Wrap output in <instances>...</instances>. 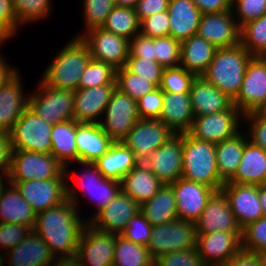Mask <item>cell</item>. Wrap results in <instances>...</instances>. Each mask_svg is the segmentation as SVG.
<instances>
[{
	"label": "cell",
	"instance_id": "9c48e42d",
	"mask_svg": "<svg viewBox=\"0 0 266 266\" xmlns=\"http://www.w3.org/2000/svg\"><path fill=\"white\" fill-rule=\"evenodd\" d=\"M197 234L194 222L176 219L174 221L152 226L147 249L154 260L177 250L196 246Z\"/></svg>",
	"mask_w": 266,
	"mask_h": 266
},
{
	"label": "cell",
	"instance_id": "5b68a950",
	"mask_svg": "<svg viewBox=\"0 0 266 266\" xmlns=\"http://www.w3.org/2000/svg\"><path fill=\"white\" fill-rule=\"evenodd\" d=\"M182 178L205 184L220 191L225 184L219 177L216 164V144L195 139L183 133Z\"/></svg>",
	"mask_w": 266,
	"mask_h": 266
},
{
	"label": "cell",
	"instance_id": "11a10c76",
	"mask_svg": "<svg viewBox=\"0 0 266 266\" xmlns=\"http://www.w3.org/2000/svg\"><path fill=\"white\" fill-rule=\"evenodd\" d=\"M31 231L26 225L0 223V256L18 245Z\"/></svg>",
	"mask_w": 266,
	"mask_h": 266
},
{
	"label": "cell",
	"instance_id": "ffe728a7",
	"mask_svg": "<svg viewBox=\"0 0 266 266\" xmlns=\"http://www.w3.org/2000/svg\"><path fill=\"white\" fill-rule=\"evenodd\" d=\"M140 211V204L122 190L88 224L96 230L120 235L127 222Z\"/></svg>",
	"mask_w": 266,
	"mask_h": 266
},
{
	"label": "cell",
	"instance_id": "6f0895ef",
	"mask_svg": "<svg viewBox=\"0 0 266 266\" xmlns=\"http://www.w3.org/2000/svg\"><path fill=\"white\" fill-rule=\"evenodd\" d=\"M163 108V91L158 87L137 100L140 119H159Z\"/></svg>",
	"mask_w": 266,
	"mask_h": 266
},
{
	"label": "cell",
	"instance_id": "d590c367",
	"mask_svg": "<svg viewBox=\"0 0 266 266\" xmlns=\"http://www.w3.org/2000/svg\"><path fill=\"white\" fill-rule=\"evenodd\" d=\"M249 140L245 130L216 144V164L220 179L226 183L235 174L246 142Z\"/></svg>",
	"mask_w": 266,
	"mask_h": 266
},
{
	"label": "cell",
	"instance_id": "44dd1931",
	"mask_svg": "<svg viewBox=\"0 0 266 266\" xmlns=\"http://www.w3.org/2000/svg\"><path fill=\"white\" fill-rule=\"evenodd\" d=\"M221 191L226 195L229 207L241 229L264 217L259 200L258 185L225 183Z\"/></svg>",
	"mask_w": 266,
	"mask_h": 266
},
{
	"label": "cell",
	"instance_id": "ba28073f",
	"mask_svg": "<svg viewBox=\"0 0 266 266\" xmlns=\"http://www.w3.org/2000/svg\"><path fill=\"white\" fill-rule=\"evenodd\" d=\"M243 122L244 114L233 104L225 111L194 117L187 133L195 139L217 144L241 132Z\"/></svg>",
	"mask_w": 266,
	"mask_h": 266
},
{
	"label": "cell",
	"instance_id": "f1b7e54d",
	"mask_svg": "<svg viewBox=\"0 0 266 266\" xmlns=\"http://www.w3.org/2000/svg\"><path fill=\"white\" fill-rule=\"evenodd\" d=\"M35 219L36 214L17 187L6 180L0 190V223L26 225L33 230Z\"/></svg>",
	"mask_w": 266,
	"mask_h": 266
},
{
	"label": "cell",
	"instance_id": "e575fe53",
	"mask_svg": "<svg viewBox=\"0 0 266 266\" xmlns=\"http://www.w3.org/2000/svg\"><path fill=\"white\" fill-rule=\"evenodd\" d=\"M94 163L105 178L119 182L138 164L133 151L122 141L114 142L110 149Z\"/></svg>",
	"mask_w": 266,
	"mask_h": 266
},
{
	"label": "cell",
	"instance_id": "836d02e7",
	"mask_svg": "<svg viewBox=\"0 0 266 266\" xmlns=\"http://www.w3.org/2000/svg\"><path fill=\"white\" fill-rule=\"evenodd\" d=\"M217 48L195 34L181 42L180 66L196 76H202L213 60Z\"/></svg>",
	"mask_w": 266,
	"mask_h": 266
},
{
	"label": "cell",
	"instance_id": "2e32d148",
	"mask_svg": "<svg viewBox=\"0 0 266 266\" xmlns=\"http://www.w3.org/2000/svg\"><path fill=\"white\" fill-rule=\"evenodd\" d=\"M144 165L163 184H172L182 178L183 133L174 134L157 150H154Z\"/></svg>",
	"mask_w": 266,
	"mask_h": 266
},
{
	"label": "cell",
	"instance_id": "6da1fadb",
	"mask_svg": "<svg viewBox=\"0 0 266 266\" xmlns=\"http://www.w3.org/2000/svg\"><path fill=\"white\" fill-rule=\"evenodd\" d=\"M83 216L72 201L66 199L37 214L33 231L48 245L56 259H73L82 231L88 223Z\"/></svg>",
	"mask_w": 266,
	"mask_h": 266
},
{
	"label": "cell",
	"instance_id": "d6a6232c",
	"mask_svg": "<svg viewBox=\"0 0 266 266\" xmlns=\"http://www.w3.org/2000/svg\"><path fill=\"white\" fill-rule=\"evenodd\" d=\"M163 183L143 163H138L121 180V190L140 205L150 200Z\"/></svg>",
	"mask_w": 266,
	"mask_h": 266
},
{
	"label": "cell",
	"instance_id": "03108f58",
	"mask_svg": "<svg viewBox=\"0 0 266 266\" xmlns=\"http://www.w3.org/2000/svg\"><path fill=\"white\" fill-rule=\"evenodd\" d=\"M9 62L7 57L0 52V89L20 71L16 68L17 66Z\"/></svg>",
	"mask_w": 266,
	"mask_h": 266
},
{
	"label": "cell",
	"instance_id": "cb8c5ba5",
	"mask_svg": "<svg viewBox=\"0 0 266 266\" xmlns=\"http://www.w3.org/2000/svg\"><path fill=\"white\" fill-rule=\"evenodd\" d=\"M195 226L196 234L215 231L242 232L229 207L228 199L221 190L211 196Z\"/></svg>",
	"mask_w": 266,
	"mask_h": 266
},
{
	"label": "cell",
	"instance_id": "4316f807",
	"mask_svg": "<svg viewBox=\"0 0 266 266\" xmlns=\"http://www.w3.org/2000/svg\"><path fill=\"white\" fill-rule=\"evenodd\" d=\"M189 94L194 117L225 111L233 105L232 99L202 76H196Z\"/></svg>",
	"mask_w": 266,
	"mask_h": 266
},
{
	"label": "cell",
	"instance_id": "f5cc1de1",
	"mask_svg": "<svg viewBox=\"0 0 266 266\" xmlns=\"http://www.w3.org/2000/svg\"><path fill=\"white\" fill-rule=\"evenodd\" d=\"M151 231L152 225L139 211L127 222L126 228L120 235L131 242L147 246L151 237Z\"/></svg>",
	"mask_w": 266,
	"mask_h": 266
},
{
	"label": "cell",
	"instance_id": "8c879c8a",
	"mask_svg": "<svg viewBox=\"0 0 266 266\" xmlns=\"http://www.w3.org/2000/svg\"><path fill=\"white\" fill-rule=\"evenodd\" d=\"M259 266H266V255L259 254Z\"/></svg>",
	"mask_w": 266,
	"mask_h": 266
},
{
	"label": "cell",
	"instance_id": "f35d334b",
	"mask_svg": "<svg viewBox=\"0 0 266 266\" xmlns=\"http://www.w3.org/2000/svg\"><path fill=\"white\" fill-rule=\"evenodd\" d=\"M155 260L147 247L136 244L117 234L113 266H153Z\"/></svg>",
	"mask_w": 266,
	"mask_h": 266
},
{
	"label": "cell",
	"instance_id": "60d3db41",
	"mask_svg": "<svg viewBox=\"0 0 266 266\" xmlns=\"http://www.w3.org/2000/svg\"><path fill=\"white\" fill-rule=\"evenodd\" d=\"M240 44L253 56L266 55V14L240 27Z\"/></svg>",
	"mask_w": 266,
	"mask_h": 266
},
{
	"label": "cell",
	"instance_id": "f546056e",
	"mask_svg": "<svg viewBox=\"0 0 266 266\" xmlns=\"http://www.w3.org/2000/svg\"><path fill=\"white\" fill-rule=\"evenodd\" d=\"M170 36L183 42L195 35L202 16L192 0H169Z\"/></svg>",
	"mask_w": 266,
	"mask_h": 266
},
{
	"label": "cell",
	"instance_id": "4dcf8cb0",
	"mask_svg": "<svg viewBox=\"0 0 266 266\" xmlns=\"http://www.w3.org/2000/svg\"><path fill=\"white\" fill-rule=\"evenodd\" d=\"M78 161L95 162L105 154L114 141L102 130L99 123H79L76 133Z\"/></svg>",
	"mask_w": 266,
	"mask_h": 266
},
{
	"label": "cell",
	"instance_id": "1f68e13d",
	"mask_svg": "<svg viewBox=\"0 0 266 266\" xmlns=\"http://www.w3.org/2000/svg\"><path fill=\"white\" fill-rule=\"evenodd\" d=\"M265 182L266 151L248 140L234 176L226 183L262 185Z\"/></svg>",
	"mask_w": 266,
	"mask_h": 266
},
{
	"label": "cell",
	"instance_id": "bcb514c9",
	"mask_svg": "<svg viewBox=\"0 0 266 266\" xmlns=\"http://www.w3.org/2000/svg\"><path fill=\"white\" fill-rule=\"evenodd\" d=\"M196 75L181 66L164 68L159 88L169 93H189Z\"/></svg>",
	"mask_w": 266,
	"mask_h": 266
},
{
	"label": "cell",
	"instance_id": "681fc988",
	"mask_svg": "<svg viewBox=\"0 0 266 266\" xmlns=\"http://www.w3.org/2000/svg\"><path fill=\"white\" fill-rule=\"evenodd\" d=\"M232 12L239 27L266 14V0H232Z\"/></svg>",
	"mask_w": 266,
	"mask_h": 266
},
{
	"label": "cell",
	"instance_id": "db71d44e",
	"mask_svg": "<svg viewBox=\"0 0 266 266\" xmlns=\"http://www.w3.org/2000/svg\"><path fill=\"white\" fill-rule=\"evenodd\" d=\"M156 266H205L197 247L166 253L155 260Z\"/></svg>",
	"mask_w": 266,
	"mask_h": 266
},
{
	"label": "cell",
	"instance_id": "91938a15",
	"mask_svg": "<svg viewBox=\"0 0 266 266\" xmlns=\"http://www.w3.org/2000/svg\"><path fill=\"white\" fill-rule=\"evenodd\" d=\"M0 24L15 37L20 32L22 25L17 20L12 0H0Z\"/></svg>",
	"mask_w": 266,
	"mask_h": 266
},
{
	"label": "cell",
	"instance_id": "a7ac6f4b",
	"mask_svg": "<svg viewBox=\"0 0 266 266\" xmlns=\"http://www.w3.org/2000/svg\"><path fill=\"white\" fill-rule=\"evenodd\" d=\"M12 37L15 38L3 25L0 24V49H2L1 46H5L4 43L11 41Z\"/></svg>",
	"mask_w": 266,
	"mask_h": 266
},
{
	"label": "cell",
	"instance_id": "7c38bea8",
	"mask_svg": "<svg viewBox=\"0 0 266 266\" xmlns=\"http://www.w3.org/2000/svg\"><path fill=\"white\" fill-rule=\"evenodd\" d=\"M233 104L244 114L266 108V58L253 56L248 62L241 89Z\"/></svg>",
	"mask_w": 266,
	"mask_h": 266
},
{
	"label": "cell",
	"instance_id": "b9f144b4",
	"mask_svg": "<svg viewBox=\"0 0 266 266\" xmlns=\"http://www.w3.org/2000/svg\"><path fill=\"white\" fill-rule=\"evenodd\" d=\"M81 14L84 24L81 32L76 33L75 38H80L83 34L94 28H101L106 18L116 6L114 0H82Z\"/></svg>",
	"mask_w": 266,
	"mask_h": 266
},
{
	"label": "cell",
	"instance_id": "d6986e66",
	"mask_svg": "<svg viewBox=\"0 0 266 266\" xmlns=\"http://www.w3.org/2000/svg\"><path fill=\"white\" fill-rule=\"evenodd\" d=\"M170 185L174 190L177 219L194 223L200 218L209 199L216 192L205 184L183 178Z\"/></svg>",
	"mask_w": 266,
	"mask_h": 266
},
{
	"label": "cell",
	"instance_id": "7bdbcfd3",
	"mask_svg": "<svg viewBox=\"0 0 266 266\" xmlns=\"http://www.w3.org/2000/svg\"><path fill=\"white\" fill-rule=\"evenodd\" d=\"M14 12L18 22L25 28V25H32L36 22L45 21L50 18L53 11V0H12Z\"/></svg>",
	"mask_w": 266,
	"mask_h": 266
},
{
	"label": "cell",
	"instance_id": "52a82bcc",
	"mask_svg": "<svg viewBox=\"0 0 266 266\" xmlns=\"http://www.w3.org/2000/svg\"><path fill=\"white\" fill-rule=\"evenodd\" d=\"M66 179L65 167L51 153L13 150L8 182Z\"/></svg>",
	"mask_w": 266,
	"mask_h": 266
},
{
	"label": "cell",
	"instance_id": "ee69618b",
	"mask_svg": "<svg viewBox=\"0 0 266 266\" xmlns=\"http://www.w3.org/2000/svg\"><path fill=\"white\" fill-rule=\"evenodd\" d=\"M116 88L137 101L158 87L123 66L116 71Z\"/></svg>",
	"mask_w": 266,
	"mask_h": 266
},
{
	"label": "cell",
	"instance_id": "8d00e7d4",
	"mask_svg": "<svg viewBox=\"0 0 266 266\" xmlns=\"http://www.w3.org/2000/svg\"><path fill=\"white\" fill-rule=\"evenodd\" d=\"M78 122L70 119L53 124L51 130L50 153L65 167L71 162L78 161L76 133Z\"/></svg>",
	"mask_w": 266,
	"mask_h": 266
},
{
	"label": "cell",
	"instance_id": "f907efd6",
	"mask_svg": "<svg viewBox=\"0 0 266 266\" xmlns=\"http://www.w3.org/2000/svg\"><path fill=\"white\" fill-rule=\"evenodd\" d=\"M125 67L141 77L148 79L157 87L160 86L164 67L157 61H151L143 58L133 57L128 55Z\"/></svg>",
	"mask_w": 266,
	"mask_h": 266
},
{
	"label": "cell",
	"instance_id": "9f6ffc18",
	"mask_svg": "<svg viewBox=\"0 0 266 266\" xmlns=\"http://www.w3.org/2000/svg\"><path fill=\"white\" fill-rule=\"evenodd\" d=\"M140 33L151 38L170 36L168 11L153 14L140 22Z\"/></svg>",
	"mask_w": 266,
	"mask_h": 266
},
{
	"label": "cell",
	"instance_id": "c3c4849f",
	"mask_svg": "<svg viewBox=\"0 0 266 266\" xmlns=\"http://www.w3.org/2000/svg\"><path fill=\"white\" fill-rule=\"evenodd\" d=\"M156 61L164 68L178 67L181 62V42L172 36L154 38Z\"/></svg>",
	"mask_w": 266,
	"mask_h": 266
},
{
	"label": "cell",
	"instance_id": "74e56055",
	"mask_svg": "<svg viewBox=\"0 0 266 266\" xmlns=\"http://www.w3.org/2000/svg\"><path fill=\"white\" fill-rule=\"evenodd\" d=\"M140 212L152 226L177 219L174 190L170 184H163L150 200L140 205Z\"/></svg>",
	"mask_w": 266,
	"mask_h": 266
},
{
	"label": "cell",
	"instance_id": "d4e9b609",
	"mask_svg": "<svg viewBox=\"0 0 266 266\" xmlns=\"http://www.w3.org/2000/svg\"><path fill=\"white\" fill-rule=\"evenodd\" d=\"M22 80L24 79L19 71L0 89V131L10 132L28 108L30 93L25 91L26 86Z\"/></svg>",
	"mask_w": 266,
	"mask_h": 266
},
{
	"label": "cell",
	"instance_id": "753ad0ef",
	"mask_svg": "<svg viewBox=\"0 0 266 266\" xmlns=\"http://www.w3.org/2000/svg\"><path fill=\"white\" fill-rule=\"evenodd\" d=\"M6 181V179H1L0 178V190H1V187H2V185H3V183Z\"/></svg>",
	"mask_w": 266,
	"mask_h": 266
},
{
	"label": "cell",
	"instance_id": "30bf717a",
	"mask_svg": "<svg viewBox=\"0 0 266 266\" xmlns=\"http://www.w3.org/2000/svg\"><path fill=\"white\" fill-rule=\"evenodd\" d=\"M52 127L27 108L10 131L12 149L50 153Z\"/></svg>",
	"mask_w": 266,
	"mask_h": 266
},
{
	"label": "cell",
	"instance_id": "277c9868",
	"mask_svg": "<svg viewBox=\"0 0 266 266\" xmlns=\"http://www.w3.org/2000/svg\"><path fill=\"white\" fill-rule=\"evenodd\" d=\"M252 57L240 43L217 49L202 77L234 100L241 89L247 64Z\"/></svg>",
	"mask_w": 266,
	"mask_h": 266
},
{
	"label": "cell",
	"instance_id": "ac0fdd59",
	"mask_svg": "<svg viewBox=\"0 0 266 266\" xmlns=\"http://www.w3.org/2000/svg\"><path fill=\"white\" fill-rule=\"evenodd\" d=\"M14 184L20 195L37 215L64 202L66 197V179L28 180L9 182Z\"/></svg>",
	"mask_w": 266,
	"mask_h": 266
},
{
	"label": "cell",
	"instance_id": "ab89813d",
	"mask_svg": "<svg viewBox=\"0 0 266 266\" xmlns=\"http://www.w3.org/2000/svg\"><path fill=\"white\" fill-rule=\"evenodd\" d=\"M101 28L130 41L140 33V22L134 8L115 6Z\"/></svg>",
	"mask_w": 266,
	"mask_h": 266
},
{
	"label": "cell",
	"instance_id": "680465c9",
	"mask_svg": "<svg viewBox=\"0 0 266 266\" xmlns=\"http://www.w3.org/2000/svg\"><path fill=\"white\" fill-rule=\"evenodd\" d=\"M129 54L133 57L156 61L154 38L136 34L129 41Z\"/></svg>",
	"mask_w": 266,
	"mask_h": 266
},
{
	"label": "cell",
	"instance_id": "be15d7a7",
	"mask_svg": "<svg viewBox=\"0 0 266 266\" xmlns=\"http://www.w3.org/2000/svg\"><path fill=\"white\" fill-rule=\"evenodd\" d=\"M202 14L220 13L232 9V0H192Z\"/></svg>",
	"mask_w": 266,
	"mask_h": 266
},
{
	"label": "cell",
	"instance_id": "89a4df30",
	"mask_svg": "<svg viewBox=\"0 0 266 266\" xmlns=\"http://www.w3.org/2000/svg\"><path fill=\"white\" fill-rule=\"evenodd\" d=\"M49 266H80V265L73 258V259H57L53 264Z\"/></svg>",
	"mask_w": 266,
	"mask_h": 266
},
{
	"label": "cell",
	"instance_id": "484cf974",
	"mask_svg": "<svg viewBox=\"0 0 266 266\" xmlns=\"http://www.w3.org/2000/svg\"><path fill=\"white\" fill-rule=\"evenodd\" d=\"M116 84L75 90L74 120L79 123H99Z\"/></svg>",
	"mask_w": 266,
	"mask_h": 266
},
{
	"label": "cell",
	"instance_id": "7dc6e473",
	"mask_svg": "<svg viewBox=\"0 0 266 266\" xmlns=\"http://www.w3.org/2000/svg\"><path fill=\"white\" fill-rule=\"evenodd\" d=\"M242 250L249 253L266 254V217L249 223L242 229Z\"/></svg>",
	"mask_w": 266,
	"mask_h": 266
},
{
	"label": "cell",
	"instance_id": "2644e50d",
	"mask_svg": "<svg viewBox=\"0 0 266 266\" xmlns=\"http://www.w3.org/2000/svg\"><path fill=\"white\" fill-rule=\"evenodd\" d=\"M116 6L134 8L139 0H114Z\"/></svg>",
	"mask_w": 266,
	"mask_h": 266
},
{
	"label": "cell",
	"instance_id": "6125c7cd",
	"mask_svg": "<svg viewBox=\"0 0 266 266\" xmlns=\"http://www.w3.org/2000/svg\"><path fill=\"white\" fill-rule=\"evenodd\" d=\"M169 0H139L134 7L139 22L153 14L166 11Z\"/></svg>",
	"mask_w": 266,
	"mask_h": 266
},
{
	"label": "cell",
	"instance_id": "f6af8a7d",
	"mask_svg": "<svg viewBox=\"0 0 266 266\" xmlns=\"http://www.w3.org/2000/svg\"><path fill=\"white\" fill-rule=\"evenodd\" d=\"M116 71L113 66L91 58L80 78L79 89L116 84Z\"/></svg>",
	"mask_w": 266,
	"mask_h": 266
},
{
	"label": "cell",
	"instance_id": "003e7915",
	"mask_svg": "<svg viewBox=\"0 0 266 266\" xmlns=\"http://www.w3.org/2000/svg\"><path fill=\"white\" fill-rule=\"evenodd\" d=\"M258 193H259V200L260 205L263 210V215L266 217V185H258Z\"/></svg>",
	"mask_w": 266,
	"mask_h": 266
},
{
	"label": "cell",
	"instance_id": "7a4b0ae2",
	"mask_svg": "<svg viewBox=\"0 0 266 266\" xmlns=\"http://www.w3.org/2000/svg\"><path fill=\"white\" fill-rule=\"evenodd\" d=\"M76 166L81 167V171L73 173L71 167L75 168ZM65 178L66 197L72 201L80 214L82 213L81 210H83L81 208L84 206L81 205L83 201L80 202L83 197L87 198L85 200H89L88 203L91 205L93 203V209L95 210L91 213L92 215L89 214V217H85L87 222L100 210L105 208L121 191V182L105 178L94 162H71L65 166ZM74 181L75 185L73 183ZM81 194L83 197H81Z\"/></svg>",
	"mask_w": 266,
	"mask_h": 266
},
{
	"label": "cell",
	"instance_id": "9a60e30c",
	"mask_svg": "<svg viewBox=\"0 0 266 266\" xmlns=\"http://www.w3.org/2000/svg\"><path fill=\"white\" fill-rule=\"evenodd\" d=\"M81 40L88 46L92 59L120 69L129 55V40L103 28H94L83 34Z\"/></svg>",
	"mask_w": 266,
	"mask_h": 266
},
{
	"label": "cell",
	"instance_id": "7402d4cb",
	"mask_svg": "<svg viewBox=\"0 0 266 266\" xmlns=\"http://www.w3.org/2000/svg\"><path fill=\"white\" fill-rule=\"evenodd\" d=\"M196 34L217 49L233 47L240 43V27L232 10L202 14Z\"/></svg>",
	"mask_w": 266,
	"mask_h": 266
},
{
	"label": "cell",
	"instance_id": "94428289",
	"mask_svg": "<svg viewBox=\"0 0 266 266\" xmlns=\"http://www.w3.org/2000/svg\"><path fill=\"white\" fill-rule=\"evenodd\" d=\"M12 143L10 132L0 131V178L7 179L12 161Z\"/></svg>",
	"mask_w": 266,
	"mask_h": 266
},
{
	"label": "cell",
	"instance_id": "e7e4bbea",
	"mask_svg": "<svg viewBox=\"0 0 266 266\" xmlns=\"http://www.w3.org/2000/svg\"><path fill=\"white\" fill-rule=\"evenodd\" d=\"M223 266H259V254L241 250Z\"/></svg>",
	"mask_w": 266,
	"mask_h": 266
},
{
	"label": "cell",
	"instance_id": "e0dca14e",
	"mask_svg": "<svg viewBox=\"0 0 266 266\" xmlns=\"http://www.w3.org/2000/svg\"><path fill=\"white\" fill-rule=\"evenodd\" d=\"M242 232L197 234L196 247L205 266H223L242 250Z\"/></svg>",
	"mask_w": 266,
	"mask_h": 266
},
{
	"label": "cell",
	"instance_id": "603a6c76",
	"mask_svg": "<svg viewBox=\"0 0 266 266\" xmlns=\"http://www.w3.org/2000/svg\"><path fill=\"white\" fill-rule=\"evenodd\" d=\"M57 259L33 230L18 245L0 256V266H49Z\"/></svg>",
	"mask_w": 266,
	"mask_h": 266
},
{
	"label": "cell",
	"instance_id": "4fadbf2b",
	"mask_svg": "<svg viewBox=\"0 0 266 266\" xmlns=\"http://www.w3.org/2000/svg\"><path fill=\"white\" fill-rule=\"evenodd\" d=\"M174 134L159 119H139L122 142L133 151L136 162L144 164Z\"/></svg>",
	"mask_w": 266,
	"mask_h": 266
},
{
	"label": "cell",
	"instance_id": "3957f363",
	"mask_svg": "<svg viewBox=\"0 0 266 266\" xmlns=\"http://www.w3.org/2000/svg\"><path fill=\"white\" fill-rule=\"evenodd\" d=\"M54 54L40 80L51 87L72 91L79 89L80 78L91 59L88 46L81 38L72 37Z\"/></svg>",
	"mask_w": 266,
	"mask_h": 266
},
{
	"label": "cell",
	"instance_id": "8fae6325",
	"mask_svg": "<svg viewBox=\"0 0 266 266\" xmlns=\"http://www.w3.org/2000/svg\"><path fill=\"white\" fill-rule=\"evenodd\" d=\"M139 119L137 101L115 88L99 125L114 142H120Z\"/></svg>",
	"mask_w": 266,
	"mask_h": 266
},
{
	"label": "cell",
	"instance_id": "8992f818",
	"mask_svg": "<svg viewBox=\"0 0 266 266\" xmlns=\"http://www.w3.org/2000/svg\"><path fill=\"white\" fill-rule=\"evenodd\" d=\"M29 96L28 108L53 124L74 119L75 91L47 86L40 78Z\"/></svg>",
	"mask_w": 266,
	"mask_h": 266
},
{
	"label": "cell",
	"instance_id": "5bb4252c",
	"mask_svg": "<svg viewBox=\"0 0 266 266\" xmlns=\"http://www.w3.org/2000/svg\"><path fill=\"white\" fill-rule=\"evenodd\" d=\"M116 239L117 234L96 230L87 223L74 259L80 266H113Z\"/></svg>",
	"mask_w": 266,
	"mask_h": 266
},
{
	"label": "cell",
	"instance_id": "83f0119b",
	"mask_svg": "<svg viewBox=\"0 0 266 266\" xmlns=\"http://www.w3.org/2000/svg\"><path fill=\"white\" fill-rule=\"evenodd\" d=\"M193 119L189 93L163 92V108L159 120L173 133H187Z\"/></svg>",
	"mask_w": 266,
	"mask_h": 266
},
{
	"label": "cell",
	"instance_id": "816d5d0a",
	"mask_svg": "<svg viewBox=\"0 0 266 266\" xmlns=\"http://www.w3.org/2000/svg\"><path fill=\"white\" fill-rule=\"evenodd\" d=\"M244 130L249 141L266 151V113L255 111L244 115Z\"/></svg>",
	"mask_w": 266,
	"mask_h": 266
}]
</instances>
